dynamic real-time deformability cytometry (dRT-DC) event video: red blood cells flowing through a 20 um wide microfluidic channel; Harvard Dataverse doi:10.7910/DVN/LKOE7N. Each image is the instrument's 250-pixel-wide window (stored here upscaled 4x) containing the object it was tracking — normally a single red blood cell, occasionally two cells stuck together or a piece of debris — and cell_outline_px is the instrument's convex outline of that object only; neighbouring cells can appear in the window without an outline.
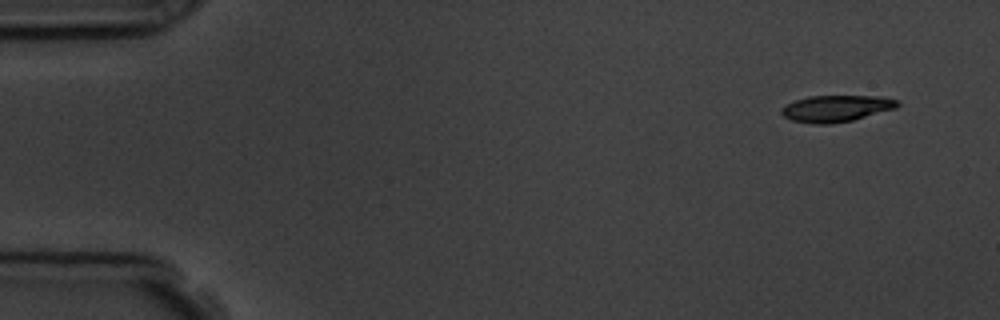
{"species": "common noctule bat (a hibernating species)", "species_latin": "Nyctalus noctula", "temperature_condition": "room temperature", "stored_images_in_passage": 5, "camera_frame_rate_fps": 3000, "um_per_image_px": 0.085, "animal": {"sex": "male", "body_mass_g": 19.5, "forearm_length_mm": 54.6}, "frame": {"image": 1, "passage_image": 1, "time_ms": 0.0, "image_size_px": [1000, 320], "cell_outline_px": [[900, 104], [896, 108], [852, 120], [832, 124], [816, 124], [792, 120], [784, 116], [780, 112], [780, 108], [784, 104], [808, 96], [880, 96], [900, 100]], "centroid_in_image_um": [71.07, 9.21], "position_along_channel_um": 13.9, "area_um2": 18.03}}
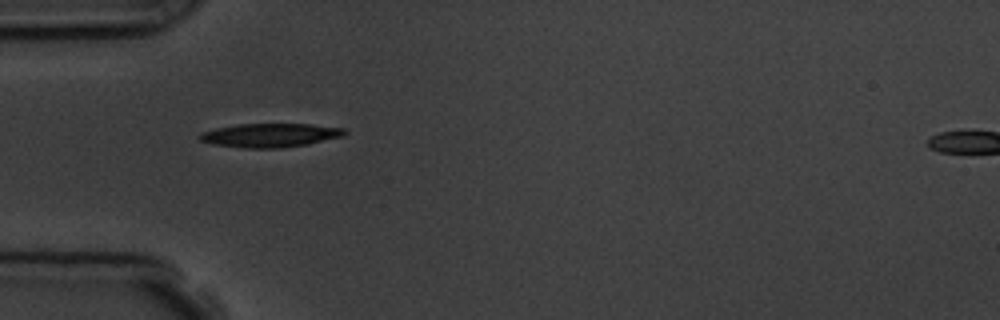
{"frame": {"image": 2, "passage_image": 4, "time_ms": 4.333, "image_size_px": [1000, 320], "cell_outline_px": [[348, 132], [344, 136], [308, 144], [280, 148], [244, 148], [212, 144], [200, 140], [196, 136], [200, 132], [216, 128], [240, 124], [312, 124], [344, 128]], "centroid_in_image_um": [22.96, 11.49], "position_along_channel_um": 62.0, "area_um2": 20.23}}